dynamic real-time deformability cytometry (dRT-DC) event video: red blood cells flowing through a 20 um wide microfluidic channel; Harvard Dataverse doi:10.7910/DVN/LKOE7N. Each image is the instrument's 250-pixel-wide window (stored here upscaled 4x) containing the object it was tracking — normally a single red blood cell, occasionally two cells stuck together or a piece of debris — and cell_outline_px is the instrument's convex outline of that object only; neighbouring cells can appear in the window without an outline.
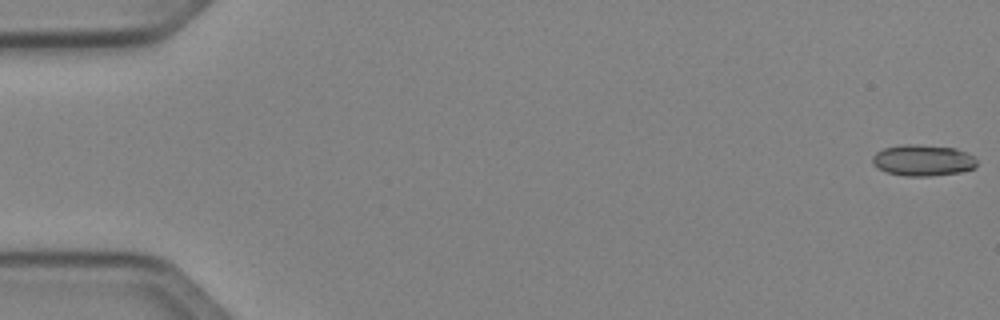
{"species": "Egyptian fruit bat (a non-hibernating species)", "species_latin": "Rousettus aegyptiacus", "temperature_condition": "cold", "stored_images_in_passage": 51, "camera_frame_rate_fps": 3000, "um_per_image_px": 0.085, "animal": {"sex": "female"}, "frame": {"image": 1, "passage_image": 1, "time_ms": 0.0, "image_size_px": [1000, 320], "cell_outline_px": [[976, 168], [960, 172], [928, 176], [904, 176], [888, 172], [876, 168], [872, 164], [872, 156], [876, 152], [884, 148], [900, 144], [916, 144], [956, 148], [968, 152], [976, 160]], "centroid_in_image_um": [78.43, 13.62], "position_along_channel_um": 6.6, "area_um2": 19.19}}
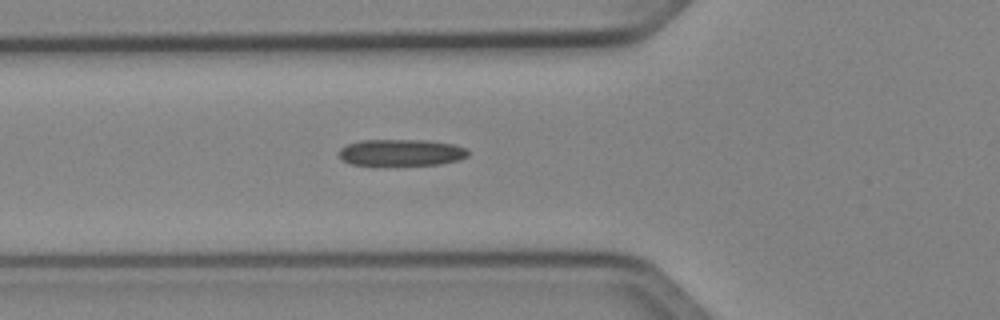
{"frame": {"image": 2, "passage_image": 19, "time_ms": 6.0, "image_size_px": [1000, 320], "cell_outline_px": [[468, 156], [460, 160], [440, 164], [352, 164], [340, 160], [340, 148], [348, 144], [360, 140], [428, 140], [452, 144], [468, 148]], "centroid_in_image_um": [34.13, 12.95], "position_along_channel_um": 91.7, "area_um2": 19.83}}
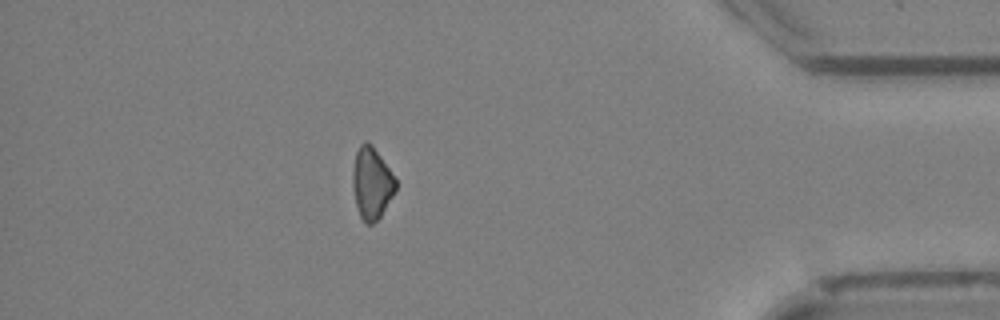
{"frame": {"image": 3, "passage_image": 45, "time_ms": 14.667, "image_size_px": [1000, 320], "cell_outline_px": [[396, 188], [392, 196], [380, 216], [372, 224], [364, 224], [360, 216], [356, 204], [352, 188], [352, 172], [356, 152], [360, 144], [364, 140], [372, 144], [396, 180]], "centroid_in_image_um": [31.56, 15.56], "position_along_channel_um": 403.6, "area_um2": 17.8}, "authors_computed_cell_mechanics": {"area_um2": 19.1318, "velocity_mm_per_s": 4.0743, "shape_relaxation_time_tau1_ms": 10.1905, "shape_relaxation_time_tau2_ms": null, "deformation_change_tau1": 0.1737, "deformation_change_tau2": null}}